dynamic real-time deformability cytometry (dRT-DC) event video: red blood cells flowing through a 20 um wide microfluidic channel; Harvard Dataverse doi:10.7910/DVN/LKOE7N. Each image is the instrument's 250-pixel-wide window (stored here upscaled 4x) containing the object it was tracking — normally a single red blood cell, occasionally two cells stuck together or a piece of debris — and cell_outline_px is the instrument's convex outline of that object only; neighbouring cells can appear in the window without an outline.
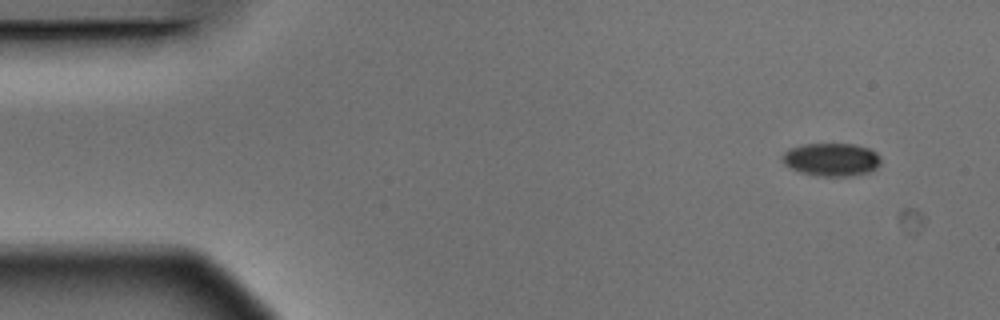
{"species": "Egyptian fruit bat (a non-hibernating species)", "species_latin": "Rousettus aegyptiacus", "temperature_condition": "warm", "stored_images_in_passage": 5, "camera_frame_rate_fps": 3000, "um_per_image_px": 0.085, "animal": {"sex": "male"}, "frame": {"image": 1, "passage_image": 1, "time_ms": 0.0, "image_size_px": [1000, 320], "cell_outline_px": [[880, 164], [876, 168], [868, 172], [848, 176], [816, 176], [800, 172], [784, 164], [780, 160], [784, 152], [788, 148], [804, 144], [852, 144], [868, 148], [876, 152], [880, 156]], "centroid_in_image_um": [70.64, 13.56], "position_along_channel_um": 14.4, "area_um2": 19.02}}
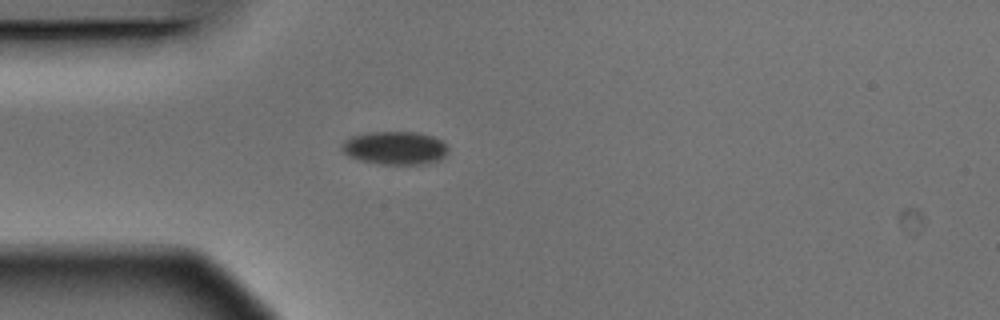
{"frame": {"image": 2, "passage_image": 4, "time_ms": 1.0, "image_size_px": [1000, 320], "cell_outline_px": [[448, 152], [440, 160], [428, 164], [376, 164], [360, 160], [348, 156], [340, 148], [340, 144], [344, 140], [352, 136], [372, 132], [416, 132], [432, 136], [440, 140], [448, 148]], "centroid_in_image_um": [33.56, 12.59], "position_along_channel_um": 51.4, "area_um2": 20.69}}